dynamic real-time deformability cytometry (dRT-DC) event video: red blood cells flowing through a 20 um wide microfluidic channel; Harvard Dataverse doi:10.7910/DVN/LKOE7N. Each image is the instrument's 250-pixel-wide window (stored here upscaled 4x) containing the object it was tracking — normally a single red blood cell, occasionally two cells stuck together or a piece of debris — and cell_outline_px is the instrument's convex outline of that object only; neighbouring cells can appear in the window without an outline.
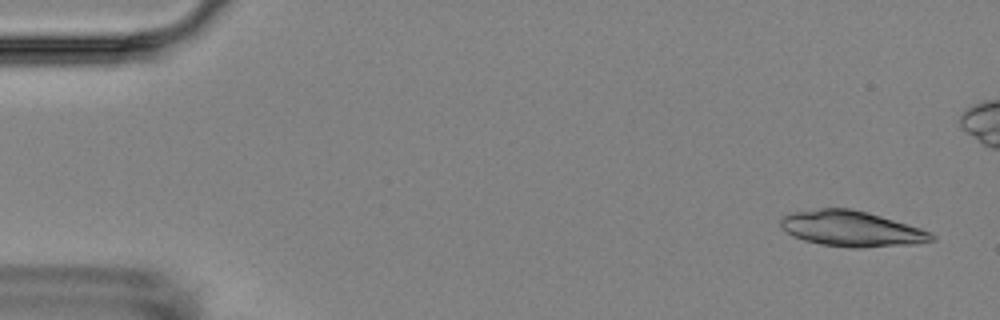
{"species": "Egyptian fruit bat (a non-hibernating species)", "species_latin": "Rousettus aegyptiacus", "temperature_condition": "room temperature", "stored_images_in_passage": 5, "camera_frame_rate_fps": 3000, "um_per_image_px": 0.085, "animal": {"sex": "female"}, "frame": {"image": 1, "passage_image": 1, "time_ms": 0.0, "image_size_px": [1000, 320], "cell_outline_px": [[936, 240], [916, 244], [860, 248], [848, 248], [820, 244], [804, 240], [792, 236], [780, 224], [780, 220], [784, 216], [792, 212], [820, 208], [848, 208], [868, 212], [920, 228], [932, 232], [936, 236]], "centroid_in_image_um": [72.42, 19.45], "position_along_channel_um": 12.6, "area_um2": 31.39}}